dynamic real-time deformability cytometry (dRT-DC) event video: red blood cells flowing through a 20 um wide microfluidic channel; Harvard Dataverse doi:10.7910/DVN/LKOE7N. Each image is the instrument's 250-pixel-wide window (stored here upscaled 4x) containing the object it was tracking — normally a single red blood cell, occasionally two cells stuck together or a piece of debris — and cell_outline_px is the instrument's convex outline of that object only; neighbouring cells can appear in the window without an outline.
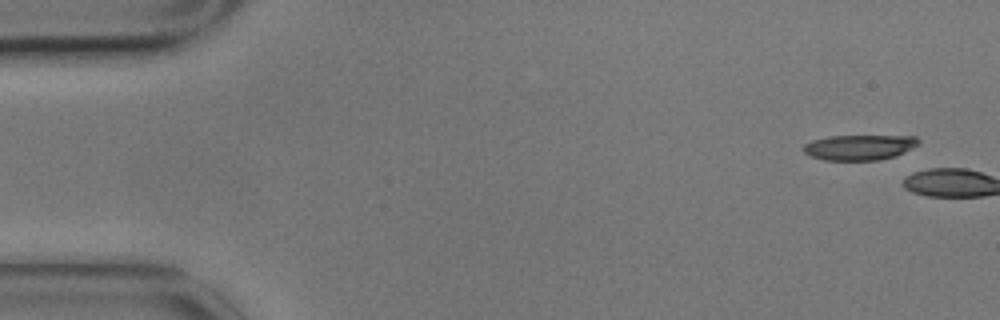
{"species": "common noctule bat (a hibernating species)", "species_latin": "Nyctalus noctula", "temperature_condition": "cold", "stored_images_in_passage": 2, "camera_frame_rate_fps": 3000, "um_per_image_px": 0.085, "animal": {"sex": "male", "body_mass_g": 17.9}, "frame": {"image": 1, "passage_image": 1, "time_ms": 0.0, "image_size_px": [1000, 320], "cell_outline_px": [[920, 144], [896, 156], [880, 160], [824, 160], [812, 156], [804, 152], [804, 144], [812, 140], [828, 136], [916, 136], [920, 140]], "centroid_in_image_um": [73.08, 12.52], "position_along_channel_um": 11.9, "area_um2": 16.99}}